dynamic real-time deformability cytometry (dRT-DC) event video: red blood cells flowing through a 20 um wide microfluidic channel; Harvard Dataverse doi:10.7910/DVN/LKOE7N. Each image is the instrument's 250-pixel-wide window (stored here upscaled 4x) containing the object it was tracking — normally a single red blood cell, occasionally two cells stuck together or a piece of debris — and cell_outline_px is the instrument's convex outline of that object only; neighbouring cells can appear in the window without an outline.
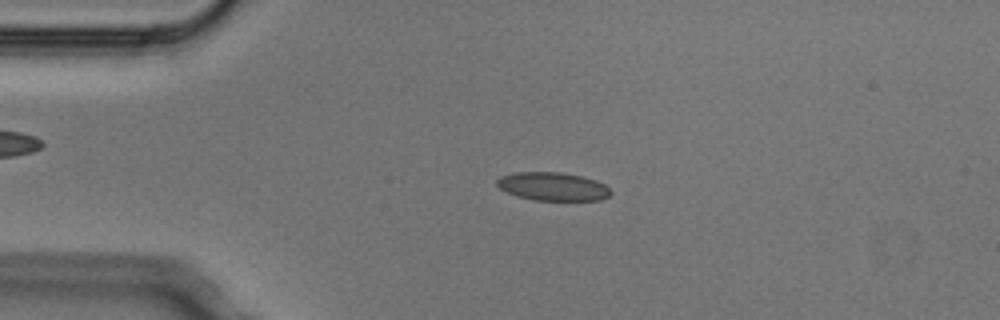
{"species": "Egyptian fruit bat (a non-hibernating species)", "species_latin": "Rousettus aegyptiacus", "temperature_condition": "cold", "stored_images_in_passage": 4, "camera_frame_rate_fps": 3000, "um_per_image_px": 0.085, "animal": {"sex": "male"}, "frame": {"image": 1, "passage_image": 3, "time_ms": 0.667, "image_size_px": [1000, 320], "cell_outline_px": [[612, 192], [608, 196], [600, 200], [536, 200], [516, 196], [500, 188], [496, 184], [496, 180], [500, 176], [516, 172], [560, 172], [580, 176], [596, 180], [604, 184]], "centroid_in_image_um": [46.97, 15.85], "position_along_channel_um": 38.0, "area_um2": 18.67}}